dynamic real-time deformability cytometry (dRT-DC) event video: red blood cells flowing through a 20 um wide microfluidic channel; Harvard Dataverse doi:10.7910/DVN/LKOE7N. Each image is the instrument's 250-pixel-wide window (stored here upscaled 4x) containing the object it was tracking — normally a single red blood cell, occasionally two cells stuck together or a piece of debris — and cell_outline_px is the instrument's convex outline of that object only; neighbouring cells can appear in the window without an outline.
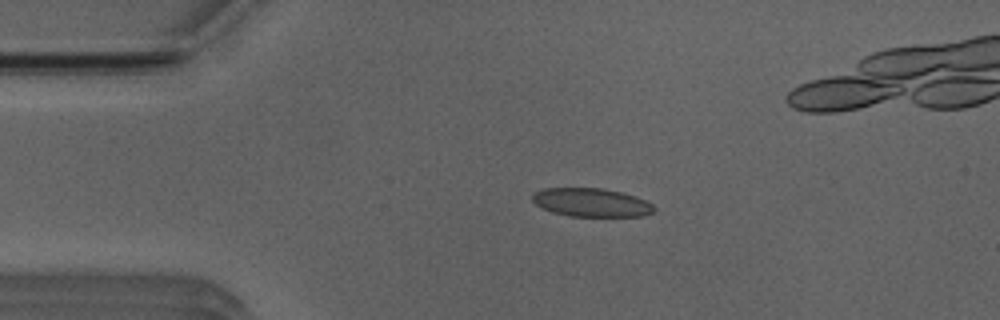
{"species": "Egyptian fruit bat (a non-hibernating species)", "species_latin": "Rousettus aegyptiacus", "temperature_condition": "room temperature", "stored_images_in_passage": 48, "camera_frame_rate_fps": 3000, "um_per_image_px": 0.085, "animal": {"sex": "male"}, "frame": {"image": 1, "passage_image": 6, "time_ms": 1.667, "image_size_px": [1000, 320], "cell_outline_px": [[656, 208], [652, 212], [644, 216], [568, 216], [552, 212], [536, 204], [532, 200], [532, 192], [544, 188], [604, 188], [636, 196], [652, 204]], "centroid_in_image_um": [50.25, 17.2], "position_along_channel_um": 34.8, "area_um2": 20.23}}
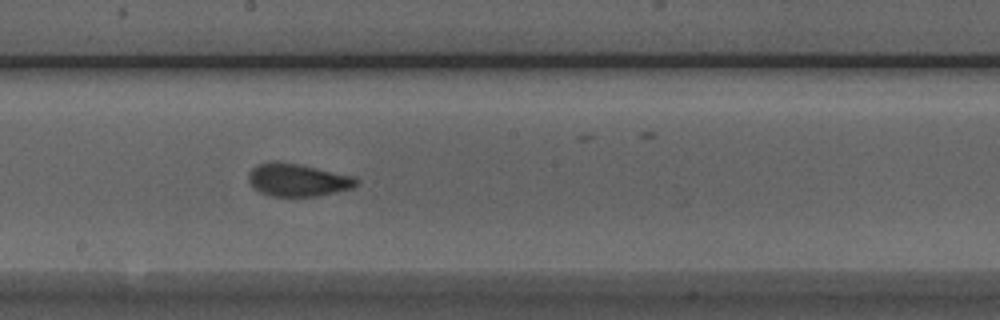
{"frame": {"image": 2, "passage_image": 23, "time_ms": 7.333, "image_size_px": [1000, 320], "cell_outline_px": [[360, 180], [352, 188], [316, 196], [272, 196], [260, 192], [248, 180], [248, 172], [252, 168], [260, 164], [272, 160], [280, 160], [300, 164], [352, 176]], "centroid_in_image_um": [25.27, 15.27], "position_along_channel_um": 222.9, "area_um2": 20.46}}
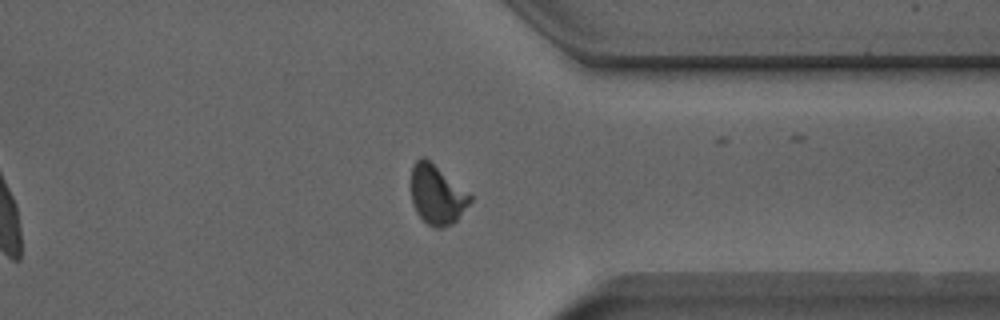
{"frame": {"image": 3, "passage_image": 35, "time_ms": 11.333, "image_size_px": [1000, 320], "cell_outline_px": [[472, 200], [456, 220], [452, 224], [444, 228], [436, 228], [428, 224], [416, 212], [412, 204], [412, 164], [420, 156], [424, 156], [472, 196]], "centroid_in_image_um": [37.12, 16.56], "position_along_channel_um": 374.3, "area_um2": 20.11}, "authors_computed_cell_mechanics": {"area_um2": 20.2878, "velocity_mm_per_s": 3.9252, "shape_relaxation_time_tau1_ms": 5.697, "shape_relaxation_time_tau2_ms": 0.9722, "deformation_change_tau1": 0.161, "deformation_change_tau2": 0.0615}}